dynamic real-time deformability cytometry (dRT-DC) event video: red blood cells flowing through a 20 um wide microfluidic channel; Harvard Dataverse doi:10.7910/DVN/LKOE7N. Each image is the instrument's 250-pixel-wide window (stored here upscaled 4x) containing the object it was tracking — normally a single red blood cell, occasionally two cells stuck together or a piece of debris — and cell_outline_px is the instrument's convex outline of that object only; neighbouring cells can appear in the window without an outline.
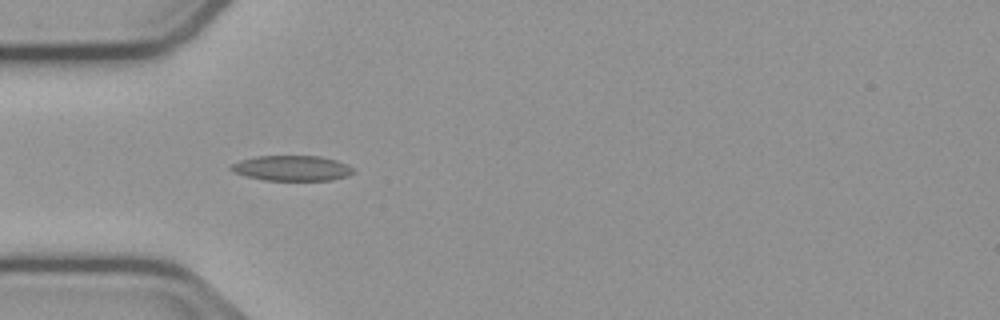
{"species": "common noctule bat (a hibernating species)", "species_latin": "Nyctalus noctula", "temperature_condition": "cold", "stored_images_in_passage": 7, "camera_frame_rate_fps": 3000, "um_per_image_px": 0.085, "animal": {"sex": "male", "body_mass_g": 23.1, "forearm_length_mm": 52.7}, "frame": {"image": 1, "passage_image": 4, "time_ms": 1.0, "image_size_px": [1000, 320], "cell_outline_px": [[356, 172], [348, 176], [332, 180], [264, 180], [248, 176], [236, 172], [228, 168], [232, 164], [240, 160], [256, 156], [320, 156], [336, 160], [348, 164]], "centroid_in_image_um": [24.86, 14.29], "position_along_channel_um": 60.1, "area_um2": 17.98}}